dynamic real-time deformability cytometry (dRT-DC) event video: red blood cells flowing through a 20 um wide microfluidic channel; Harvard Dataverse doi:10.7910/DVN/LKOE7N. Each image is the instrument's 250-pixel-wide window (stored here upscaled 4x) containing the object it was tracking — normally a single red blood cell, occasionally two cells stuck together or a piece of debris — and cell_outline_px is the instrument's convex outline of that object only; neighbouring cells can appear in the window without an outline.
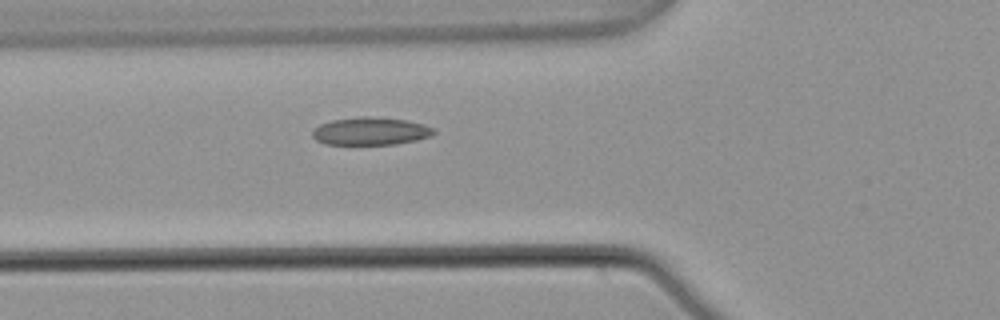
{"species": "common noctule bat (a hibernating species)", "species_latin": "Nyctalus noctula", "temperature_condition": "warm", "stored_images_in_passage": 6, "camera_frame_rate_fps": 3000, "um_per_image_px": 0.085, "animal": {"sex": "male", "body_mass_g": 21.5, "forearm_length_mm": 52.0}, "frame": {"image": 1, "passage_image": 6, "time_ms": 1.667, "image_size_px": [1000, 320], "cell_outline_px": [[436, 132], [432, 136], [416, 140], [396, 144], [324, 144], [316, 140], [312, 136], [312, 128], [320, 124], [332, 120], [360, 116], [372, 116], [404, 120], [424, 124], [436, 128]], "centroid_in_image_um": [31.5, 11.14], "position_along_channel_um": 94.3, "area_um2": 19.83}}